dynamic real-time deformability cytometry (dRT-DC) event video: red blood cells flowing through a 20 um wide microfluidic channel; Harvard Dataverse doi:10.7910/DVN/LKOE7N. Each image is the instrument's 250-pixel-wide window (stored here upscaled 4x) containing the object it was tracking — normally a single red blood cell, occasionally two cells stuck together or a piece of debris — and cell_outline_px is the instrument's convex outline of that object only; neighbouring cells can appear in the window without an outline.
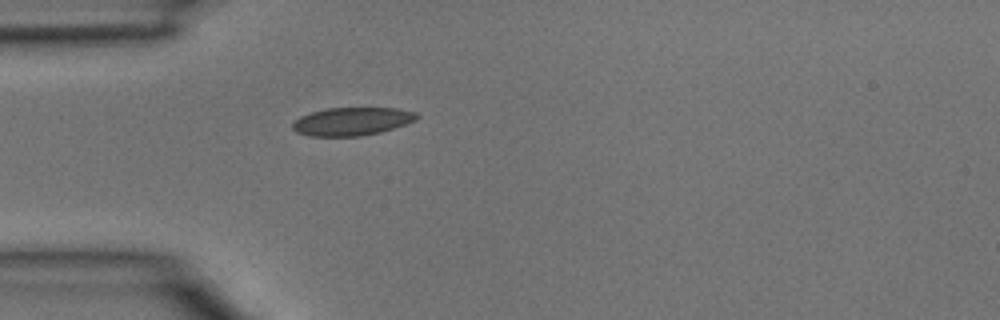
{"species": "common noctule bat (a hibernating species)", "species_latin": "Nyctalus noctula", "temperature_condition": "room temperature", "stored_images_in_passage": 1, "camera_frame_rate_fps": 3000, "um_per_image_px": 0.085, "animal": {"sex": "male", "body_mass_g": 15.6}, "frame": {"image": 1, "passage_image": 1, "time_ms": 0.0, "image_size_px": [1000, 320], "cell_outline_px": [[420, 116], [416, 120], [380, 132], [360, 136], [308, 136], [296, 132], [292, 128], [292, 124], [300, 116], [312, 112], [328, 108], [396, 108], [416, 112]], "centroid_in_image_um": [29.91, 10.32], "position_along_channel_um": 55.1, "area_um2": 20.23}}